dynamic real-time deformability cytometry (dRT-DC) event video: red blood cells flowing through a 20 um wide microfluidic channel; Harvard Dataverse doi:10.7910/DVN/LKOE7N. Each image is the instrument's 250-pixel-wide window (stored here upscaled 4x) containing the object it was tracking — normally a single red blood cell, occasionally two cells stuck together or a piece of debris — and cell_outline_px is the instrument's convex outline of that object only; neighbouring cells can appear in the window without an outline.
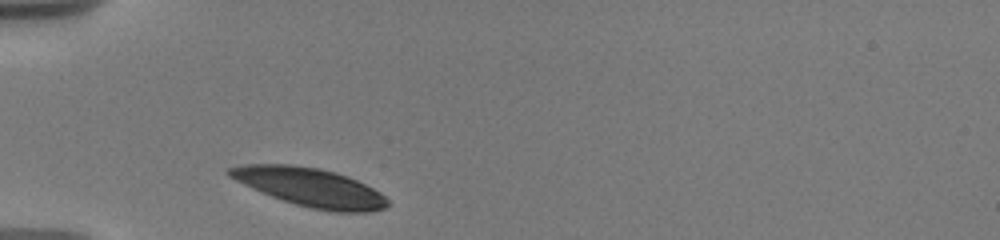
{"species": "human", "species_latin": "Homo sapiens", "temperature_condition": "warm", "stored_images_in_passage": 29, "camera_frame_rate_fps": 3000, "um_per_image_px": 0.085, "donor": {"sex": "male"}, "frame": {"image": 1, "passage_image": 1, "time_ms": 0.0, "image_size_px": [1000, 240], "cell_outline_px": [[388, 204], [384, 208], [368, 212], [336, 212], [312, 208], [296, 204], [272, 196], [252, 188], [228, 176], [224, 172], [228, 168], [244, 164], [292, 164], [320, 168], [336, 172], [356, 180], [380, 192], [388, 200]], "centroid_in_image_um": [26.34, 15.9], "position_along_channel_um": 58.7, "area_um2": 35.26}}
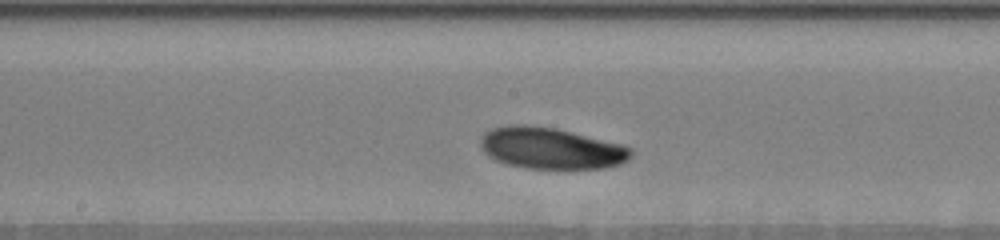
{"frame": {"image": 2, "passage_image": 13, "time_ms": 4.333, "image_size_px": [1000, 240], "cell_outline_px": [[632, 156], [628, 160], [620, 164], [604, 168], [524, 168], [508, 164], [496, 160], [484, 152], [480, 144], [480, 140], [484, 132], [492, 128], [508, 124], [524, 124], [556, 128], [624, 144], [632, 148]], "centroid_in_image_um": [46.85, 12.59], "position_along_channel_um": 201.4, "area_um2": 36.53}}
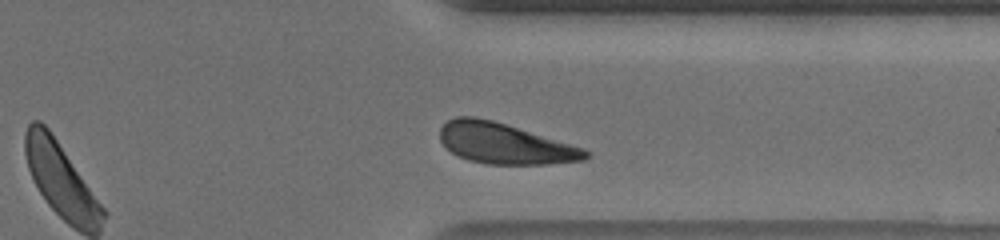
{"frame": {"image": 3, "passage_image": 26, "time_ms": 9.0, "image_size_px": [1000, 240], "cell_outline_px": [[588, 156], [584, 160], [544, 164], [488, 164], [468, 160], [456, 156], [440, 140], [440, 128], [448, 120], [456, 116], [476, 116], [492, 120], [584, 148], [588, 152]], "centroid_in_image_um": [42.85, 12.2], "position_along_channel_um": 368.5, "area_um2": 34.16}, "authors_computed_cell_mechanics": {"area_um2": 35.3158, "velocity_mm_per_s": 3.5703, "shape_relaxation_time_tau1_ms": 1.9912, "shape_relaxation_time_tau2_ms": null, "deformation_change_tau1": 0.0877, "deformation_change_tau2": null}}